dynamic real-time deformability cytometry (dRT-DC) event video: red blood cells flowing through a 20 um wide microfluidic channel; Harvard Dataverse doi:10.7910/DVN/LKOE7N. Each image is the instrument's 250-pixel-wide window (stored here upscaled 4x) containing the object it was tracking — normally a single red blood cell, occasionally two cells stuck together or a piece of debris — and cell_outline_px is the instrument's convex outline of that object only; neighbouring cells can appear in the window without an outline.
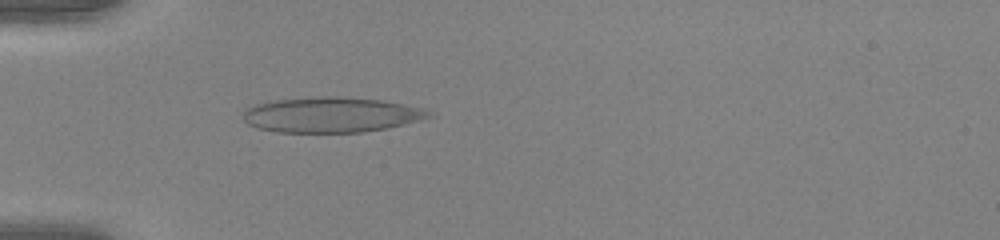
{"species": "human", "species_latin": "Homo sapiens", "temperature_condition": "warm", "stored_images_in_passage": 52, "camera_frame_rate_fps": 3000, "um_per_image_px": 0.085, "donor": {"sex": "female"}, "frame": {"image": 1, "passage_image": 17, "time_ms": 5.333, "image_size_px": [1000, 240], "cell_outline_px": [[436, 116], [388, 128], [360, 132], [276, 132], [256, 128], [248, 124], [240, 116], [248, 108], [256, 104], [268, 100], [312, 96], [340, 96], [380, 100], [428, 108]], "centroid_in_image_um": [28.16, 9.74], "position_along_channel_um": 56.8, "area_um2": 38.84}}
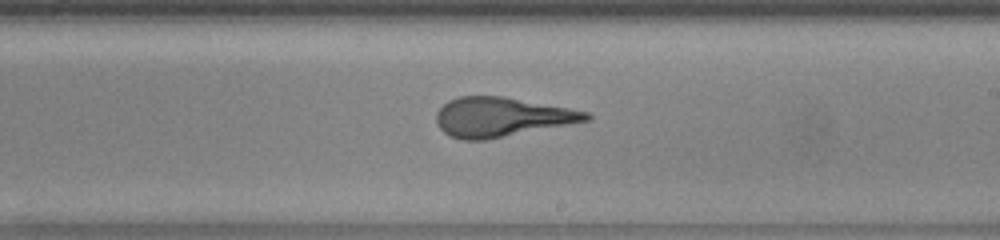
{"frame": {"image": 2, "passage_image": 32, "time_ms": 10.333, "image_size_px": [1000, 240], "cell_outline_px": [[592, 120], [484, 140], [460, 140], [448, 136], [436, 124], [436, 112], [448, 100], [460, 96], [504, 96], [568, 108], [588, 112], [592, 116]], "centroid_in_image_um": [42.6, 9.95], "position_along_channel_um": 246.4, "area_um2": 34.39}}
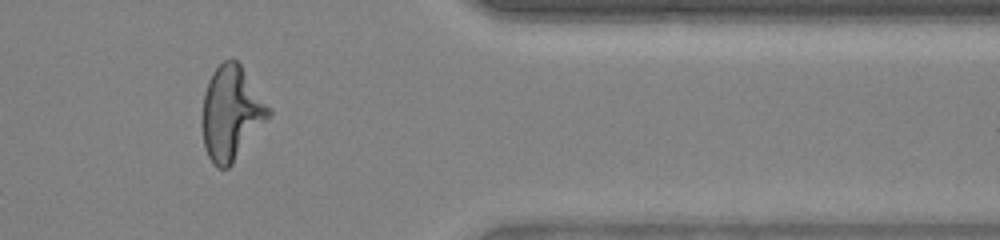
{"frame": {"image": 3, "passage_image": 44, "time_ms": 14.333, "image_size_px": [1000, 240], "cell_outline_px": [[272, 116], [232, 164], [228, 168], [216, 168], [212, 164], [204, 148], [200, 124], [200, 120], [204, 92], [208, 80], [212, 72], [224, 60], [236, 60], [240, 64], [272, 112]], "centroid_in_image_um": [19.62, 9.66], "position_along_channel_um": 391.8, "area_um2": 36.76}}